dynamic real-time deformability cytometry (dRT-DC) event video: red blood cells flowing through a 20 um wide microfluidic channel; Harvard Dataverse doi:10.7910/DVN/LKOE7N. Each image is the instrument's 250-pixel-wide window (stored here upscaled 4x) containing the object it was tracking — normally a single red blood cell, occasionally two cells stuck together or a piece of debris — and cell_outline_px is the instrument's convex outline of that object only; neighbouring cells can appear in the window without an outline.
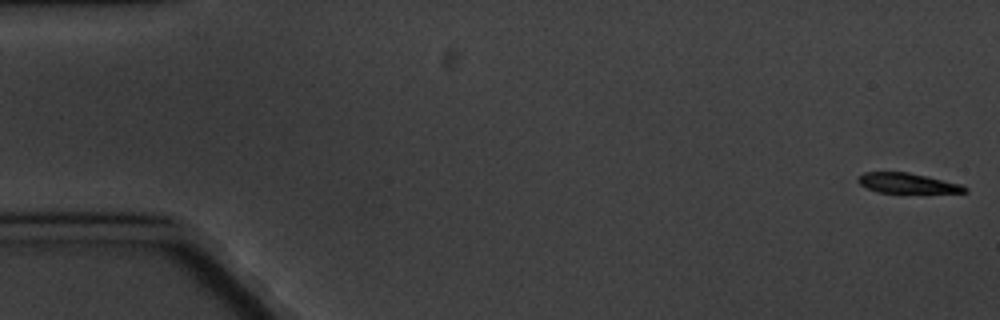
{"species": "common noctule bat (a hibernating species)", "species_latin": "Nyctalus noctula", "temperature_condition": "cold", "stored_images_in_passage": 6, "camera_frame_rate_fps": 3000, "um_per_image_px": 0.085, "animal": {"sex": "male", "body_mass_g": 20.1, "forearm_length_mm": 53.5}, "frame": {"image": 1, "passage_image": 1, "time_ms": 0.0, "image_size_px": [1000, 320], "cell_outline_px": [[968, 192], [880, 192], [868, 188], [860, 184], [856, 180], [864, 172], [908, 172], [960, 184], [968, 188]], "centroid_in_image_um": [77.1, 15.56], "position_along_channel_um": 7.9, "area_um2": 12.08}}
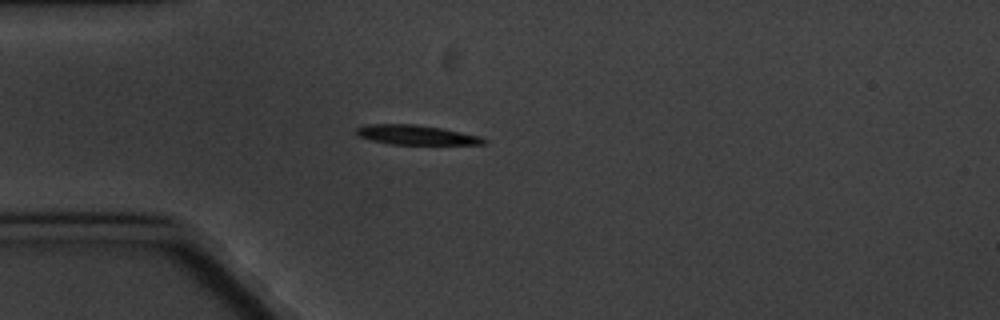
{"frame": {"image": 2, "passage_image": 5, "time_ms": 5.0, "image_size_px": [1000, 320], "cell_outline_px": [[484, 144], [388, 144], [372, 140], [360, 136], [356, 132], [356, 128], [368, 124], [416, 124], [440, 128], [480, 136], [484, 140]], "centroid_in_image_um": [35.32, 11.46], "position_along_channel_um": 49.7, "area_um2": 14.22}}